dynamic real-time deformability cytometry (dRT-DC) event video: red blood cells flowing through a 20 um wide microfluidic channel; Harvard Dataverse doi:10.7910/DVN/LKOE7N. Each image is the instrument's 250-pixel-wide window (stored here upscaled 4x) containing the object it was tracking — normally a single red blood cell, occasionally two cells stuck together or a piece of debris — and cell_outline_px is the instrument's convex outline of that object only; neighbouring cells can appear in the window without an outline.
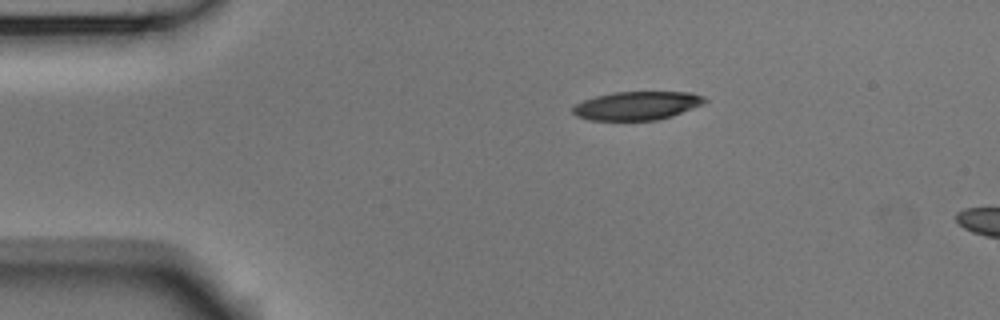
{"species": "Egyptian fruit bat (a non-hibernating species)", "species_latin": "Rousettus aegyptiacus", "temperature_condition": "room temperature", "stored_images_in_passage": 6, "camera_frame_rate_fps": 3000, "um_per_image_px": 0.085, "animal": {"sex": "male"}, "frame": {"image": 1, "passage_image": 1, "time_ms": 0.0, "image_size_px": [1000, 320], "cell_outline_px": [[708, 100], [692, 108], [672, 116], [656, 120], [588, 120], [576, 116], [572, 112], [572, 108], [576, 104], [584, 100], [596, 96], [612, 92], [692, 92], [704, 96]], "centroid_in_image_um": [54.12, 8.98], "position_along_channel_um": 30.9, "area_um2": 21.85}}